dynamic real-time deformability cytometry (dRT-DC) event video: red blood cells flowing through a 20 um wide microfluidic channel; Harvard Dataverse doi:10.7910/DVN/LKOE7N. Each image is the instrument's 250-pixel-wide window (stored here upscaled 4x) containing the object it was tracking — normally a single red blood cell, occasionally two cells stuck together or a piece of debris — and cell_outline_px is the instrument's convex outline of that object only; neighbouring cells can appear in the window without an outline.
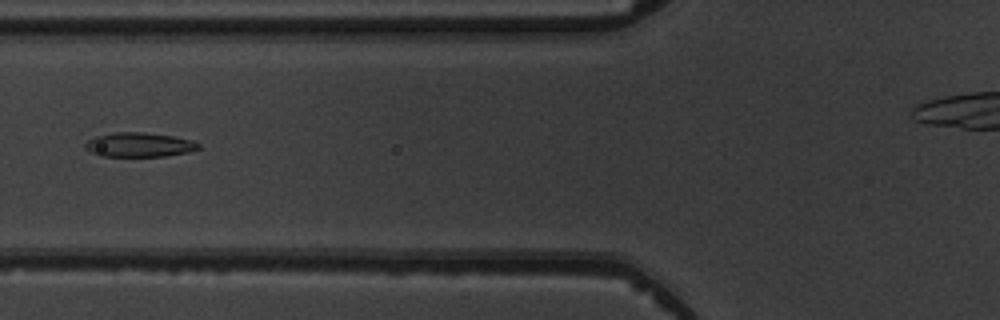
{"species": "common noctule bat (a hibernating species)", "species_latin": "Nyctalus noctula", "temperature_condition": "warm", "stored_images_in_passage": 6, "camera_frame_rate_fps": 3000, "um_per_image_px": 0.085, "animal": {"sex": "male", "body_mass_g": 19.5, "forearm_length_mm": 54.6}, "frame": {"image": 1, "passage_image": 5, "time_ms": 4.667, "image_size_px": [1000, 320], "cell_outline_px": [[200, 148], [188, 152], [164, 156], [100, 156], [84, 148], [84, 144], [88, 140], [96, 136], [116, 132], [140, 132], [172, 136], [192, 140], [200, 144]], "centroid_in_image_um": [11.82, 12.3], "position_along_channel_um": 114.0, "area_um2": 15.95}}
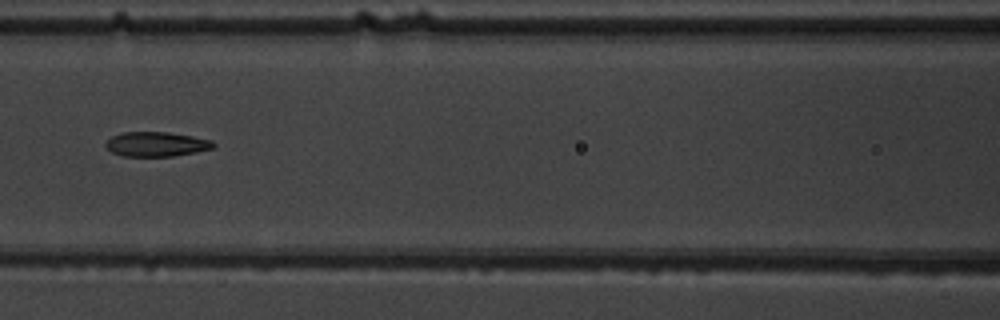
{"frame": {"image": 2, "passage_image": 6, "time_ms": 5.667, "image_size_px": [1000, 320], "cell_outline_px": [[216, 148], [196, 152], [172, 156], [120, 156], [112, 152], [104, 144], [112, 136], [124, 132], [168, 132], [192, 136], [212, 140], [216, 144]], "centroid_in_image_um": [13.32, 12.25], "position_along_channel_um": 153.3, "area_um2": 15.49}}